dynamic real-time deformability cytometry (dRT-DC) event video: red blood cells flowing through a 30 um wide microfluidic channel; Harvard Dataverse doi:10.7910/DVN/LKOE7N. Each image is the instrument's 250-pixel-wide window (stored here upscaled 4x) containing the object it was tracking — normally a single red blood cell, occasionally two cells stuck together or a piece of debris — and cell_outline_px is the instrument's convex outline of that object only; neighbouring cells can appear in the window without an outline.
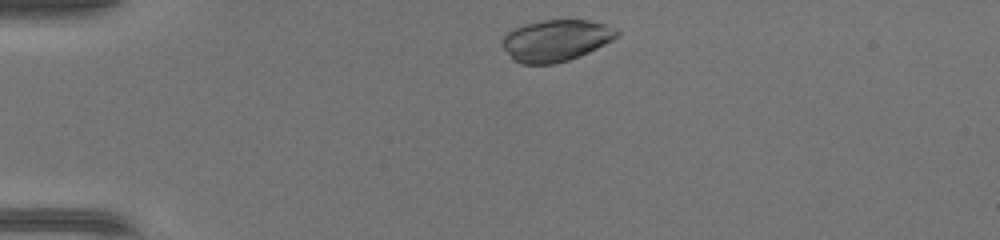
{"species": "common noctule bat (a hibernating species)", "species_latin": "Nyctalus noctula", "temperature_condition": "warm", "stored_images_in_passage": 37, "camera_frame_rate_fps": 3000, "um_per_image_px": 0.085, "animal": {"sex": "female", "body_mass_g": 17.0, "forearm_length_mm": 48.0}, "frame": {"image": 1, "passage_image": 2, "time_ms": 0.333, "image_size_px": [1000, 240], "cell_outline_px": [[620, 32], [612, 40], [580, 56], [568, 60], [552, 64], [524, 64], [512, 60], [500, 44], [500, 40], [508, 32], [524, 24], [544, 20], [588, 20], [604, 24]], "centroid_in_image_um": [47.19, 3.45], "position_along_channel_um": 37.8, "area_um2": 27.57}}
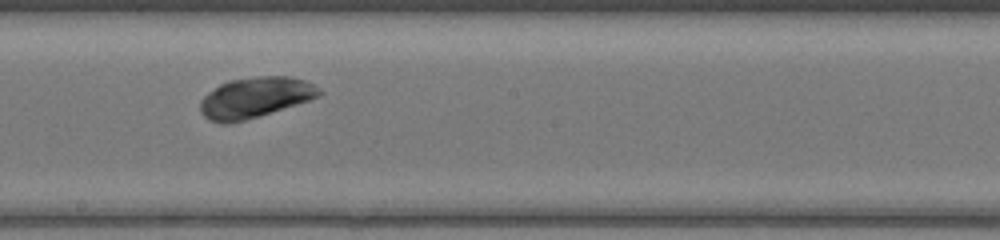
{"frame": {"image": 2, "passage_image": 18, "time_ms": 5.667, "image_size_px": [1000, 240], "cell_outline_px": [[324, 92], [320, 96], [260, 116], [228, 124], [220, 124], [208, 120], [200, 112], [200, 100], [208, 92], [220, 84], [228, 80], [256, 76], [292, 76], [304, 80], [320, 88]], "centroid_in_image_um": [21.66, 8.29], "position_along_channel_um": 226.5, "area_um2": 28.32}}
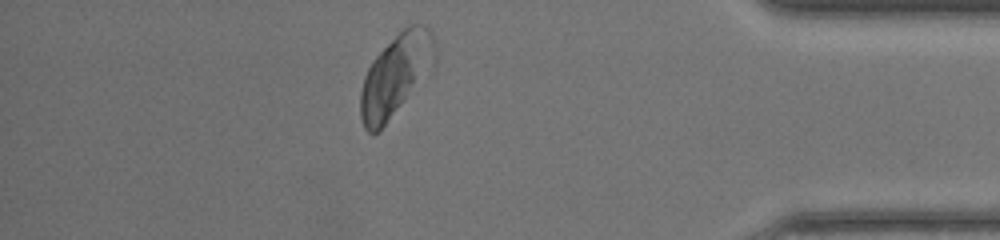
{"frame": {"image": 3, "passage_image": 32, "time_ms": 10.333, "image_size_px": [1000, 240], "cell_outline_px": [[436, 64], [380, 132], [372, 136], [364, 128], [360, 116], [360, 92], [364, 76], [372, 60], [408, 24], [424, 24], [432, 32], [436, 40]], "centroid_in_image_um": [33.66, 6.41], "position_along_channel_um": 401.5, "area_um2": 35.84}}